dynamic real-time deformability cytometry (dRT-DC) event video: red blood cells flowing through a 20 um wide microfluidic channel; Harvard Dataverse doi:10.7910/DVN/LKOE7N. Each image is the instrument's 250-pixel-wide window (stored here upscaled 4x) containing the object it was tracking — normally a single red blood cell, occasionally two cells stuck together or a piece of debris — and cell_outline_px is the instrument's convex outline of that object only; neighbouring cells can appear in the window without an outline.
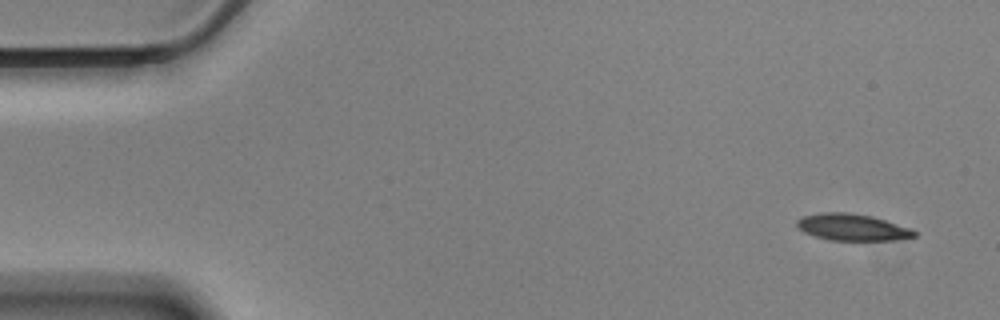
{"species": "Egyptian fruit bat (a non-hibernating species)", "species_latin": "Rousettus aegyptiacus", "temperature_condition": "cold", "stored_images_in_passage": 56, "camera_frame_rate_fps": 3000, "um_per_image_px": 0.085, "animal": {"sex": "male"}, "frame": {"image": 1, "passage_image": 1, "time_ms": 0.0, "image_size_px": [1000, 320], "cell_outline_px": [[916, 236], [896, 240], [828, 240], [804, 232], [796, 228], [796, 220], [804, 216], [820, 212], [844, 212], [872, 216], [912, 228], [916, 232]], "centroid_in_image_um": [72.43, 19.31], "position_along_channel_um": 12.6, "area_um2": 18.32}}
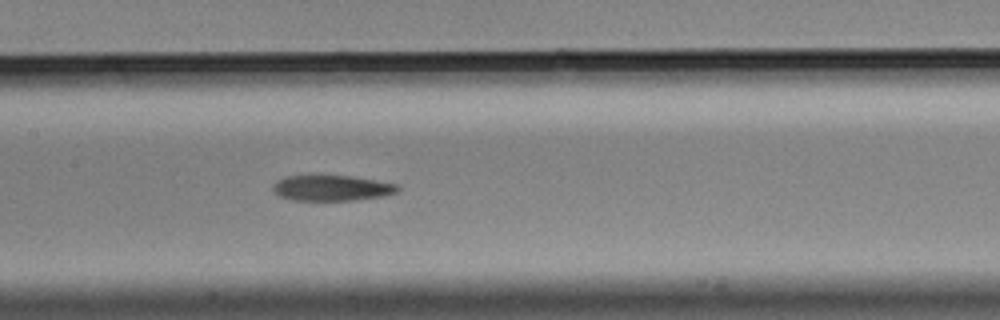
{"frame": {"image": 2, "passage_image": 25, "time_ms": 8.0, "image_size_px": [1000, 320], "cell_outline_px": [[400, 188], [396, 192], [380, 196], [352, 200], [292, 200], [280, 196], [272, 188], [272, 184], [284, 176], [352, 176], [396, 184]], "centroid_in_image_um": [28.16, 15.98], "position_along_channel_um": 179.2, "area_um2": 18.26}}
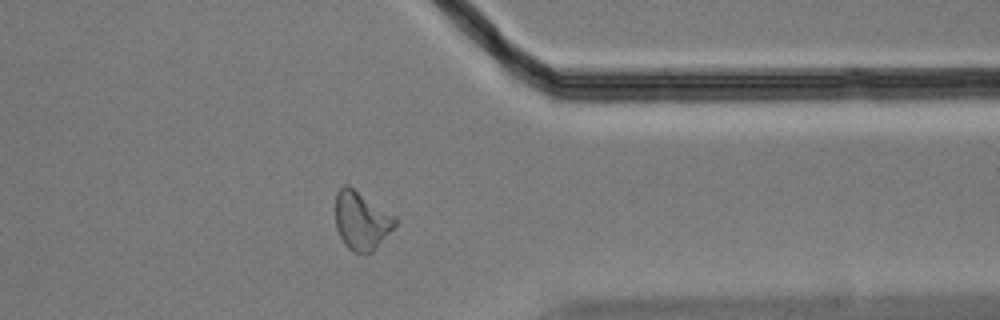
{"frame": {"image": 3, "passage_image": 43, "time_ms": 14.0, "image_size_px": [1000, 320], "cell_outline_px": [[396, 224], [376, 248], [372, 252], [352, 252], [344, 244], [336, 228], [336, 192], [344, 184], [348, 184], [396, 216]], "centroid_in_image_um": [30.71, 18.73], "position_along_channel_um": 380.7, "area_um2": 20.17}, "authors_computed_cell_mechanics": {"area_um2": 19.5075, "velocity_mm_per_s": 3.4992, "shape_relaxation_time_tau1_ms": 3.9567, "shape_relaxation_time_tau2_ms": 11.2027, "deformation_change_tau1": 0.197, "deformation_change_tau2": 0.2292}}